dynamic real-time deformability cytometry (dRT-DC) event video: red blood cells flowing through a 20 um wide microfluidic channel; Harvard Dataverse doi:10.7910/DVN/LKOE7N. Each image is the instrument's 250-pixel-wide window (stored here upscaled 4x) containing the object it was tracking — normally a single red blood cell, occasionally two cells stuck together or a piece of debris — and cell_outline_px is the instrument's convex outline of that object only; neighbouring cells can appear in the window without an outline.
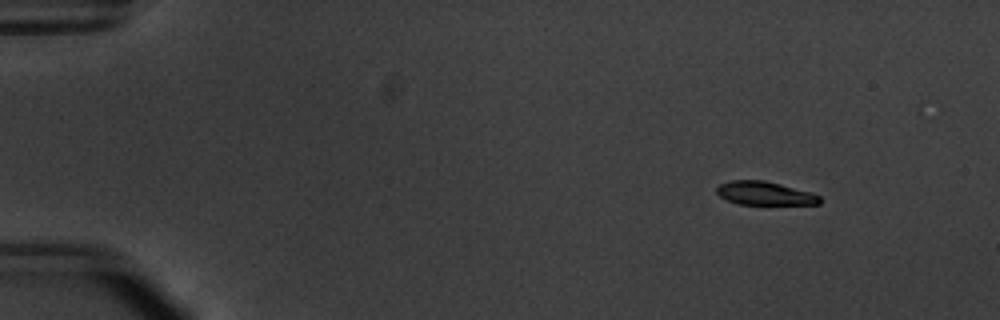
{"species": "common noctule bat (a hibernating species)", "species_latin": "Nyctalus noctula", "temperature_condition": "warm", "stored_images_in_passage": 54, "camera_frame_rate_fps": 3000, "um_per_image_px": 0.085, "animal": {"sex": "male", "body_mass_g": 20.1, "forearm_length_mm": 53.5}, "frame": {"image": 1, "passage_image": 6, "time_ms": 1.667, "image_size_px": [1000, 320], "cell_outline_px": [[820, 204], [740, 204], [728, 200], [720, 196], [716, 192], [716, 188], [720, 184], [728, 180], [764, 180], [812, 192], [820, 196]], "centroid_in_image_um": [64.99, 16.42], "position_along_channel_um": 20.0, "area_um2": 14.05}}
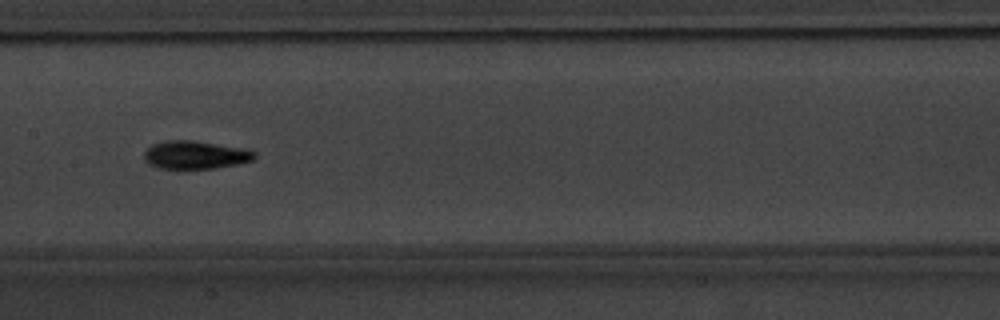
{"frame": {"image": 2, "passage_image": 28, "time_ms": 9.0, "image_size_px": [1000, 320], "cell_outline_px": [[256, 156], [252, 160], [236, 164], [216, 168], [160, 168], [148, 164], [144, 160], [144, 152], [152, 144], [164, 140], [192, 140], [244, 148], [256, 152]], "centroid_in_image_um": [16.58, 13.15], "position_along_channel_um": 190.8, "area_um2": 18.03}}
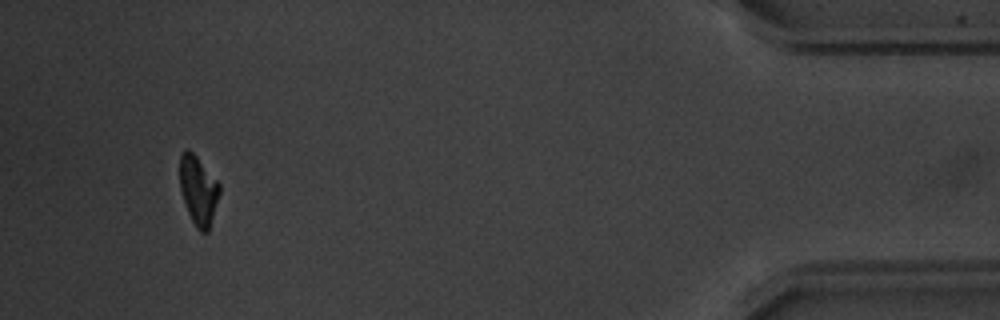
{"frame": {"image": 3, "passage_image": 51, "time_ms": 16.667, "image_size_px": [1000, 320], "cell_outline_px": [[220, 192], [208, 232], [200, 232], [196, 228], [188, 212], [180, 188], [180, 152], [184, 148], [188, 148], [196, 156], [220, 184]], "centroid_in_image_um": [16.85, 16.15], "position_along_channel_um": 418.4, "area_um2": 15.84}, "authors_computed_cell_mechanics": {"area_um2": 16.6175, "velocity_mm_per_s": 3.7981, "shape_relaxation_time_tau1_ms": 2.8903, "shape_relaxation_time_tau2_ms": null, "deformation_change_tau1": 0.1443, "deformation_change_tau2": null}}